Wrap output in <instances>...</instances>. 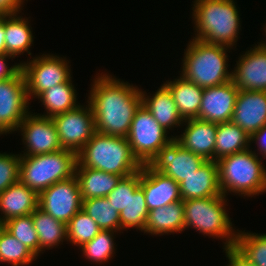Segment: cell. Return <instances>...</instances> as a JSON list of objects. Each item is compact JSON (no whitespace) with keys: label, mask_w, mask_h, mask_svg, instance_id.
Listing matches in <instances>:
<instances>
[{"label":"cell","mask_w":266,"mask_h":266,"mask_svg":"<svg viewBox=\"0 0 266 266\" xmlns=\"http://www.w3.org/2000/svg\"><path fill=\"white\" fill-rule=\"evenodd\" d=\"M93 83L87 102L93 111L96 132L126 138L142 104L141 90L106 73Z\"/></svg>","instance_id":"obj_1"},{"label":"cell","mask_w":266,"mask_h":266,"mask_svg":"<svg viewBox=\"0 0 266 266\" xmlns=\"http://www.w3.org/2000/svg\"><path fill=\"white\" fill-rule=\"evenodd\" d=\"M76 167H88L124 177L140 171L127 138L95 132L77 153Z\"/></svg>","instance_id":"obj_2"},{"label":"cell","mask_w":266,"mask_h":266,"mask_svg":"<svg viewBox=\"0 0 266 266\" xmlns=\"http://www.w3.org/2000/svg\"><path fill=\"white\" fill-rule=\"evenodd\" d=\"M234 0H195L193 21L195 39L209 44L233 47L238 39L239 11Z\"/></svg>","instance_id":"obj_3"},{"label":"cell","mask_w":266,"mask_h":266,"mask_svg":"<svg viewBox=\"0 0 266 266\" xmlns=\"http://www.w3.org/2000/svg\"><path fill=\"white\" fill-rule=\"evenodd\" d=\"M228 48L193 38L184 53L180 75L202 88L221 85L232 80V72L227 70Z\"/></svg>","instance_id":"obj_4"},{"label":"cell","mask_w":266,"mask_h":266,"mask_svg":"<svg viewBox=\"0 0 266 266\" xmlns=\"http://www.w3.org/2000/svg\"><path fill=\"white\" fill-rule=\"evenodd\" d=\"M255 152L248 148L217 161L222 195L253 197L266 192V169Z\"/></svg>","instance_id":"obj_5"},{"label":"cell","mask_w":266,"mask_h":266,"mask_svg":"<svg viewBox=\"0 0 266 266\" xmlns=\"http://www.w3.org/2000/svg\"><path fill=\"white\" fill-rule=\"evenodd\" d=\"M226 201L224 195L183 201L185 229L190 227L209 237L224 238L225 253L233 250L238 233L225 209Z\"/></svg>","instance_id":"obj_6"},{"label":"cell","mask_w":266,"mask_h":266,"mask_svg":"<svg viewBox=\"0 0 266 266\" xmlns=\"http://www.w3.org/2000/svg\"><path fill=\"white\" fill-rule=\"evenodd\" d=\"M77 154L61 149L34 156H20L19 180L38 194L51 185L75 175Z\"/></svg>","instance_id":"obj_7"},{"label":"cell","mask_w":266,"mask_h":266,"mask_svg":"<svg viewBox=\"0 0 266 266\" xmlns=\"http://www.w3.org/2000/svg\"><path fill=\"white\" fill-rule=\"evenodd\" d=\"M150 111L141 104L131 122L127 140L131 151L141 165L149 164L174 136H167Z\"/></svg>","instance_id":"obj_8"},{"label":"cell","mask_w":266,"mask_h":266,"mask_svg":"<svg viewBox=\"0 0 266 266\" xmlns=\"http://www.w3.org/2000/svg\"><path fill=\"white\" fill-rule=\"evenodd\" d=\"M44 55V56H43ZM31 61L21 63V70L26 80L28 100L37 98L45 90L57 84L71 80V69L66 58L43 54Z\"/></svg>","instance_id":"obj_9"},{"label":"cell","mask_w":266,"mask_h":266,"mask_svg":"<svg viewBox=\"0 0 266 266\" xmlns=\"http://www.w3.org/2000/svg\"><path fill=\"white\" fill-rule=\"evenodd\" d=\"M62 149L76 154L96 132L95 119L90 104L77 106L52 117Z\"/></svg>","instance_id":"obj_10"},{"label":"cell","mask_w":266,"mask_h":266,"mask_svg":"<svg viewBox=\"0 0 266 266\" xmlns=\"http://www.w3.org/2000/svg\"><path fill=\"white\" fill-rule=\"evenodd\" d=\"M26 80L22 70L0 81V134L17 131L29 113Z\"/></svg>","instance_id":"obj_11"},{"label":"cell","mask_w":266,"mask_h":266,"mask_svg":"<svg viewBox=\"0 0 266 266\" xmlns=\"http://www.w3.org/2000/svg\"><path fill=\"white\" fill-rule=\"evenodd\" d=\"M38 207L67 224L82 209V196L76 176L59 181L39 193Z\"/></svg>","instance_id":"obj_12"},{"label":"cell","mask_w":266,"mask_h":266,"mask_svg":"<svg viewBox=\"0 0 266 266\" xmlns=\"http://www.w3.org/2000/svg\"><path fill=\"white\" fill-rule=\"evenodd\" d=\"M205 161V158L184 149L175 138H172L148 165L180 184L186 177L195 173Z\"/></svg>","instance_id":"obj_13"},{"label":"cell","mask_w":266,"mask_h":266,"mask_svg":"<svg viewBox=\"0 0 266 266\" xmlns=\"http://www.w3.org/2000/svg\"><path fill=\"white\" fill-rule=\"evenodd\" d=\"M26 115L17 130L22 132V140L25 144L23 154L20 156H34L56 152L62 149L55 123L52 117L41 116V114Z\"/></svg>","instance_id":"obj_14"},{"label":"cell","mask_w":266,"mask_h":266,"mask_svg":"<svg viewBox=\"0 0 266 266\" xmlns=\"http://www.w3.org/2000/svg\"><path fill=\"white\" fill-rule=\"evenodd\" d=\"M238 92L233 80L204 88L198 119L215 124L230 122Z\"/></svg>","instance_id":"obj_15"},{"label":"cell","mask_w":266,"mask_h":266,"mask_svg":"<svg viewBox=\"0 0 266 266\" xmlns=\"http://www.w3.org/2000/svg\"><path fill=\"white\" fill-rule=\"evenodd\" d=\"M232 80L239 90L266 91V49L256 45L236 61Z\"/></svg>","instance_id":"obj_16"},{"label":"cell","mask_w":266,"mask_h":266,"mask_svg":"<svg viewBox=\"0 0 266 266\" xmlns=\"http://www.w3.org/2000/svg\"><path fill=\"white\" fill-rule=\"evenodd\" d=\"M140 187L144 191L149 211L182 200L179 184L148 164L140 169Z\"/></svg>","instance_id":"obj_17"},{"label":"cell","mask_w":266,"mask_h":266,"mask_svg":"<svg viewBox=\"0 0 266 266\" xmlns=\"http://www.w3.org/2000/svg\"><path fill=\"white\" fill-rule=\"evenodd\" d=\"M231 122L250 137L266 125V91L239 90Z\"/></svg>","instance_id":"obj_18"},{"label":"cell","mask_w":266,"mask_h":266,"mask_svg":"<svg viewBox=\"0 0 266 266\" xmlns=\"http://www.w3.org/2000/svg\"><path fill=\"white\" fill-rule=\"evenodd\" d=\"M183 134L174 137L184 149L200 155L206 160H214L217 124L200 119L184 120Z\"/></svg>","instance_id":"obj_19"},{"label":"cell","mask_w":266,"mask_h":266,"mask_svg":"<svg viewBox=\"0 0 266 266\" xmlns=\"http://www.w3.org/2000/svg\"><path fill=\"white\" fill-rule=\"evenodd\" d=\"M182 200L220 196L217 161L206 160L201 167L179 184Z\"/></svg>","instance_id":"obj_20"},{"label":"cell","mask_w":266,"mask_h":266,"mask_svg":"<svg viewBox=\"0 0 266 266\" xmlns=\"http://www.w3.org/2000/svg\"><path fill=\"white\" fill-rule=\"evenodd\" d=\"M39 194L29 189L20 180L0 193V220L4 223L12 218L27 216L38 208Z\"/></svg>","instance_id":"obj_21"},{"label":"cell","mask_w":266,"mask_h":266,"mask_svg":"<svg viewBox=\"0 0 266 266\" xmlns=\"http://www.w3.org/2000/svg\"><path fill=\"white\" fill-rule=\"evenodd\" d=\"M141 94L142 104L150 111L165 131L169 132L172 127L182 126L184 120L179 115L170 90L164 84L160 86L152 97L145 95L147 93L142 90Z\"/></svg>","instance_id":"obj_22"},{"label":"cell","mask_w":266,"mask_h":266,"mask_svg":"<svg viewBox=\"0 0 266 266\" xmlns=\"http://www.w3.org/2000/svg\"><path fill=\"white\" fill-rule=\"evenodd\" d=\"M185 231L183 200L148 212L144 233L164 235Z\"/></svg>","instance_id":"obj_23"},{"label":"cell","mask_w":266,"mask_h":266,"mask_svg":"<svg viewBox=\"0 0 266 266\" xmlns=\"http://www.w3.org/2000/svg\"><path fill=\"white\" fill-rule=\"evenodd\" d=\"M164 85L170 90L183 120L198 119L204 88L186 80L181 75L174 81H166Z\"/></svg>","instance_id":"obj_24"},{"label":"cell","mask_w":266,"mask_h":266,"mask_svg":"<svg viewBox=\"0 0 266 266\" xmlns=\"http://www.w3.org/2000/svg\"><path fill=\"white\" fill-rule=\"evenodd\" d=\"M75 176L78 180L82 200L106 197L123 178L88 167H76Z\"/></svg>","instance_id":"obj_25"},{"label":"cell","mask_w":266,"mask_h":266,"mask_svg":"<svg viewBox=\"0 0 266 266\" xmlns=\"http://www.w3.org/2000/svg\"><path fill=\"white\" fill-rule=\"evenodd\" d=\"M27 19L17 14L4 16L5 46L6 53L16 57L24 52L31 55L29 48L33 44V34Z\"/></svg>","instance_id":"obj_26"},{"label":"cell","mask_w":266,"mask_h":266,"mask_svg":"<svg viewBox=\"0 0 266 266\" xmlns=\"http://www.w3.org/2000/svg\"><path fill=\"white\" fill-rule=\"evenodd\" d=\"M250 136L233 122L217 124L214 161L250 148Z\"/></svg>","instance_id":"obj_27"},{"label":"cell","mask_w":266,"mask_h":266,"mask_svg":"<svg viewBox=\"0 0 266 266\" xmlns=\"http://www.w3.org/2000/svg\"><path fill=\"white\" fill-rule=\"evenodd\" d=\"M34 228L39 238L40 253L46 248L51 249L59 246L64 240L67 241L66 224L54 219L39 207L31 214Z\"/></svg>","instance_id":"obj_28"},{"label":"cell","mask_w":266,"mask_h":266,"mask_svg":"<svg viewBox=\"0 0 266 266\" xmlns=\"http://www.w3.org/2000/svg\"><path fill=\"white\" fill-rule=\"evenodd\" d=\"M71 82L72 80L57 84L37 97L46 110V114L44 113L41 116L53 117L79 106L76 99V90Z\"/></svg>","instance_id":"obj_29"},{"label":"cell","mask_w":266,"mask_h":266,"mask_svg":"<svg viewBox=\"0 0 266 266\" xmlns=\"http://www.w3.org/2000/svg\"><path fill=\"white\" fill-rule=\"evenodd\" d=\"M233 251L250 266H266V234L239 231Z\"/></svg>","instance_id":"obj_30"},{"label":"cell","mask_w":266,"mask_h":266,"mask_svg":"<svg viewBox=\"0 0 266 266\" xmlns=\"http://www.w3.org/2000/svg\"><path fill=\"white\" fill-rule=\"evenodd\" d=\"M82 210L101 230L120 231V214L106 197L83 200Z\"/></svg>","instance_id":"obj_31"},{"label":"cell","mask_w":266,"mask_h":266,"mask_svg":"<svg viewBox=\"0 0 266 266\" xmlns=\"http://www.w3.org/2000/svg\"><path fill=\"white\" fill-rule=\"evenodd\" d=\"M148 212L144 191L139 186L134 193H129L126 209L120 213V230L135 227L143 232Z\"/></svg>","instance_id":"obj_32"},{"label":"cell","mask_w":266,"mask_h":266,"mask_svg":"<svg viewBox=\"0 0 266 266\" xmlns=\"http://www.w3.org/2000/svg\"><path fill=\"white\" fill-rule=\"evenodd\" d=\"M37 259V256L23 243L8 233L4 228L0 231V262L12 266H25Z\"/></svg>","instance_id":"obj_33"},{"label":"cell","mask_w":266,"mask_h":266,"mask_svg":"<svg viewBox=\"0 0 266 266\" xmlns=\"http://www.w3.org/2000/svg\"><path fill=\"white\" fill-rule=\"evenodd\" d=\"M3 228L23 243L37 257L39 256V238L34 228L31 214L10 219L3 223Z\"/></svg>","instance_id":"obj_34"},{"label":"cell","mask_w":266,"mask_h":266,"mask_svg":"<svg viewBox=\"0 0 266 266\" xmlns=\"http://www.w3.org/2000/svg\"><path fill=\"white\" fill-rule=\"evenodd\" d=\"M67 241L81 247L92 240L101 229L82 209L66 224Z\"/></svg>","instance_id":"obj_35"},{"label":"cell","mask_w":266,"mask_h":266,"mask_svg":"<svg viewBox=\"0 0 266 266\" xmlns=\"http://www.w3.org/2000/svg\"><path fill=\"white\" fill-rule=\"evenodd\" d=\"M114 232L111 230H101L92 240L83 244L81 250L86 259L92 262H107L115 252Z\"/></svg>","instance_id":"obj_36"},{"label":"cell","mask_w":266,"mask_h":266,"mask_svg":"<svg viewBox=\"0 0 266 266\" xmlns=\"http://www.w3.org/2000/svg\"><path fill=\"white\" fill-rule=\"evenodd\" d=\"M140 186V171L122 178L117 186L106 196L120 214L129 202V193H134Z\"/></svg>","instance_id":"obj_37"},{"label":"cell","mask_w":266,"mask_h":266,"mask_svg":"<svg viewBox=\"0 0 266 266\" xmlns=\"http://www.w3.org/2000/svg\"><path fill=\"white\" fill-rule=\"evenodd\" d=\"M20 154L0 153V193L19 181Z\"/></svg>","instance_id":"obj_38"},{"label":"cell","mask_w":266,"mask_h":266,"mask_svg":"<svg viewBox=\"0 0 266 266\" xmlns=\"http://www.w3.org/2000/svg\"><path fill=\"white\" fill-rule=\"evenodd\" d=\"M13 58L9 55H0V81L15 76L21 70V64L13 65L8 67L7 59Z\"/></svg>","instance_id":"obj_39"},{"label":"cell","mask_w":266,"mask_h":266,"mask_svg":"<svg viewBox=\"0 0 266 266\" xmlns=\"http://www.w3.org/2000/svg\"><path fill=\"white\" fill-rule=\"evenodd\" d=\"M24 0H0V16L19 14Z\"/></svg>","instance_id":"obj_40"},{"label":"cell","mask_w":266,"mask_h":266,"mask_svg":"<svg viewBox=\"0 0 266 266\" xmlns=\"http://www.w3.org/2000/svg\"><path fill=\"white\" fill-rule=\"evenodd\" d=\"M250 141L253 143L256 142L258 146L259 152L262 154L264 158H266V125H264L260 130L255 132L251 138Z\"/></svg>","instance_id":"obj_41"},{"label":"cell","mask_w":266,"mask_h":266,"mask_svg":"<svg viewBox=\"0 0 266 266\" xmlns=\"http://www.w3.org/2000/svg\"><path fill=\"white\" fill-rule=\"evenodd\" d=\"M0 55H7L5 46L4 16H0Z\"/></svg>","instance_id":"obj_42"},{"label":"cell","mask_w":266,"mask_h":266,"mask_svg":"<svg viewBox=\"0 0 266 266\" xmlns=\"http://www.w3.org/2000/svg\"><path fill=\"white\" fill-rule=\"evenodd\" d=\"M226 257L229 260L227 266H240V257L233 250L226 252Z\"/></svg>","instance_id":"obj_43"},{"label":"cell","mask_w":266,"mask_h":266,"mask_svg":"<svg viewBox=\"0 0 266 266\" xmlns=\"http://www.w3.org/2000/svg\"><path fill=\"white\" fill-rule=\"evenodd\" d=\"M264 31H265V35H266V27H265ZM258 45L266 49V42L263 41V43L261 42Z\"/></svg>","instance_id":"obj_44"},{"label":"cell","mask_w":266,"mask_h":266,"mask_svg":"<svg viewBox=\"0 0 266 266\" xmlns=\"http://www.w3.org/2000/svg\"><path fill=\"white\" fill-rule=\"evenodd\" d=\"M240 266H250V265H247L241 258H240Z\"/></svg>","instance_id":"obj_45"},{"label":"cell","mask_w":266,"mask_h":266,"mask_svg":"<svg viewBox=\"0 0 266 266\" xmlns=\"http://www.w3.org/2000/svg\"><path fill=\"white\" fill-rule=\"evenodd\" d=\"M3 229V222L0 220V231Z\"/></svg>","instance_id":"obj_46"}]
</instances>
